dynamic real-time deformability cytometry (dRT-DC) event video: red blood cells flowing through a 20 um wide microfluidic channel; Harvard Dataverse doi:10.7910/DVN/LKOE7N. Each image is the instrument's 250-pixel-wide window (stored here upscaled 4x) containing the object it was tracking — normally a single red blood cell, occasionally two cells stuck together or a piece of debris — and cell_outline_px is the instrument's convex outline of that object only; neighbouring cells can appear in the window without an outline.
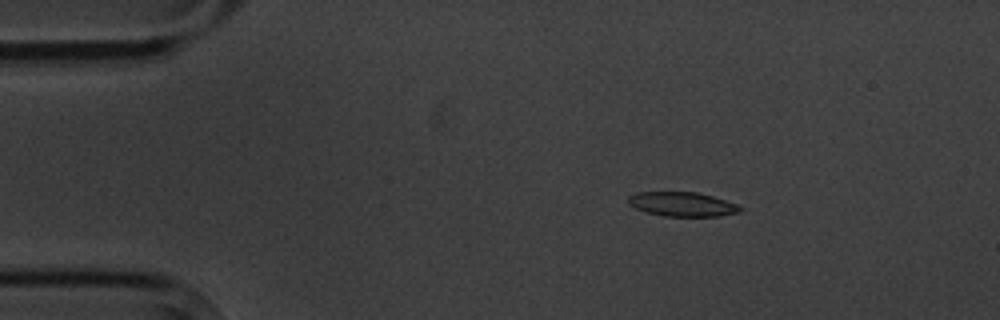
{"species": "common noctule bat (a hibernating species)", "species_latin": "Nyctalus noctula", "temperature_condition": "cold", "stored_images_in_passage": 5, "camera_frame_rate_fps": 3000, "um_per_image_px": 0.085, "animal": {"sex": "male", "body_mass_g": 20.1, "forearm_length_mm": 53.5}, "frame": {"image": 1, "passage_image": 3, "time_ms": 3.0, "image_size_px": [1000, 320], "cell_outline_px": [[744, 208], [740, 212], [720, 216], [664, 216], [648, 212], [636, 208], [628, 204], [628, 196], [636, 192], [696, 192], [712, 196], [736, 204]], "centroid_in_image_um": [57.99, 17.35], "position_along_channel_um": 27.0, "area_um2": 15.78}}